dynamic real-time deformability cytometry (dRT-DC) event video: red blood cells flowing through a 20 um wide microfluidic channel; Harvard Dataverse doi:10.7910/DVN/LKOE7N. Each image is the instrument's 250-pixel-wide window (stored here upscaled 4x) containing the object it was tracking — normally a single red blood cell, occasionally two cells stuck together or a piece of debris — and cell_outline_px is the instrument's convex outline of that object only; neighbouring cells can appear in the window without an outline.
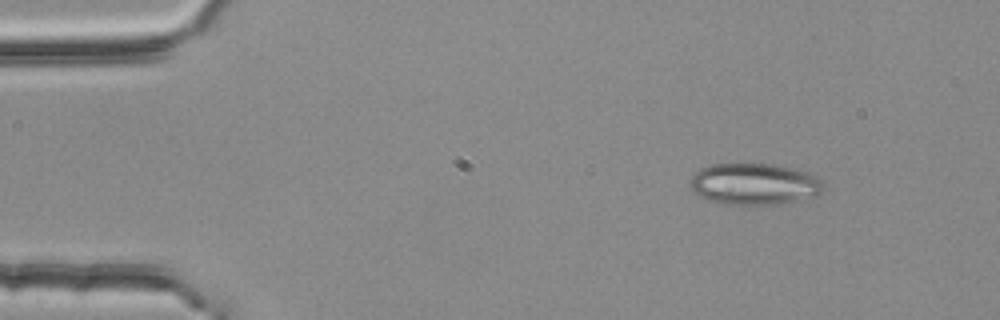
{"species": "common noctule bat (a hibernating species)", "species_latin": "Nyctalus noctula", "temperature_condition": "room temperature", "stored_images_in_passage": 3, "camera_frame_rate_fps": 3000, "um_per_image_px": 0.085, "animal": {"sex": "female", "body_mass_g": 25.1}, "frame": {"image": 1, "passage_image": 1, "time_ms": 0.0, "image_size_px": [1000, 320], "cell_outline_px": [[824, 188], [820, 192], [812, 196], [780, 204], [724, 204], [708, 200], [692, 192], [692, 176], [700, 168], [712, 164], [768, 164], [792, 168], [816, 176], [824, 180]], "centroid_in_image_um": [64.1, 15.64], "position_along_channel_um": 20.9, "area_um2": 31.91}}